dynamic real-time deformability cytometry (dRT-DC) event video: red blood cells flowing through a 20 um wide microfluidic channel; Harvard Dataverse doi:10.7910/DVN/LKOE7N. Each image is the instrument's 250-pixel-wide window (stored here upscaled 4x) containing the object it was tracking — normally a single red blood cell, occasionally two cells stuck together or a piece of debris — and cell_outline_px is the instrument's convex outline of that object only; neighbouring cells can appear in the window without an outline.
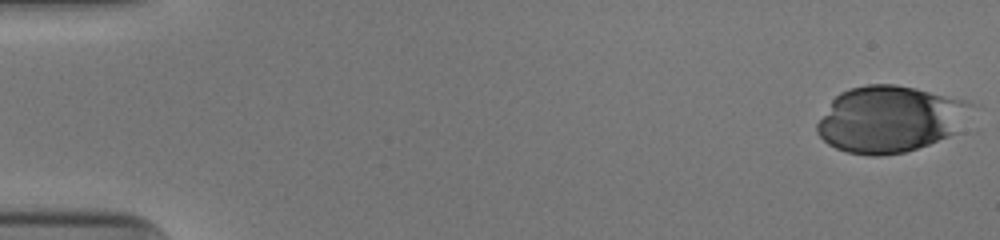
{"species": "human", "species_latin": "Homo sapiens", "temperature_condition": "cold", "stored_images_in_passage": 45, "camera_frame_rate_fps": 3000, "um_per_image_px": 0.085, "donor": {"sex": "male"}, "frame": {"image": 1, "passage_image": 1, "time_ms": 0.0, "image_size_px": [1000, 240], "cell_outline_px": [[972, 104], [960, 132], [928, 144], [904, 152], [880, 156], [868, 156], [848, 152], [836, 148], [828, 144], [816, 132], [816, 124], [832, 100], [840, 92], [852, 88], [868, 84], [896, 84], [916, 88], [968, 100]], "centroid_in_image_um": [75.65, 10.12], "position_along_channel_um": 9.4, "area_um2": 59.77}}